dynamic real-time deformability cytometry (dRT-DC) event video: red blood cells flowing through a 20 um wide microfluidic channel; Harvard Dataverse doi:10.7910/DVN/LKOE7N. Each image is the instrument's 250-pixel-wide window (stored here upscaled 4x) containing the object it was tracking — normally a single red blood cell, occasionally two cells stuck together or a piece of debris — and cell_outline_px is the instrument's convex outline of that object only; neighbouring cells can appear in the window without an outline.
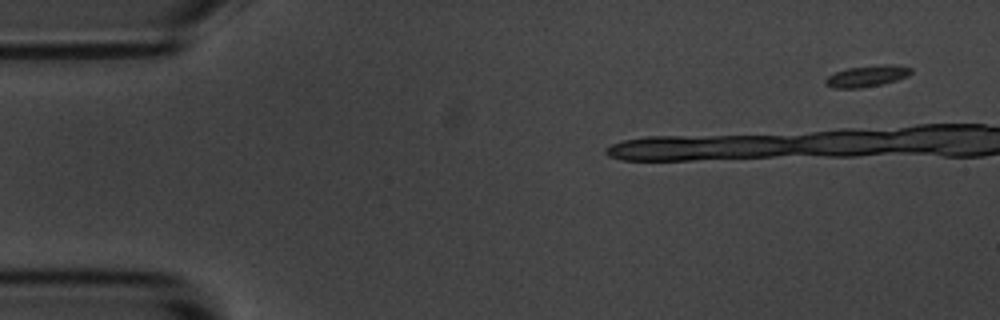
{"species": "common noctule bat (a hibernating species)", "species_latin": "Nyctalus noctula", "temperature_condition": "room temperature", "stored_images_in_passage": 13, "camera_frame_rate_fps": 3000, "um_per_image_px": 0.085, "animal": {"sex": "male", "body_mass_g": 20.1, "forearm_length_mm": 53.5}, "frame": {"image": 1, "passage_image": 4, "time_ms": 1.0, "image_size_px": [1000, 320], "cell_outline_px": [[912, 72], [908, 76], [896, 80], [880, 84], [860, 88], [832, 88], [824, 84], [824, 80], [828, 76], [836, 72], [848, 68], [880, 64], [888, 64], [912, 68]], "centroid_in_image_um": [73.66, 6.47], "position_along_channel_um": 11.3, "area_um2": 10.58}}